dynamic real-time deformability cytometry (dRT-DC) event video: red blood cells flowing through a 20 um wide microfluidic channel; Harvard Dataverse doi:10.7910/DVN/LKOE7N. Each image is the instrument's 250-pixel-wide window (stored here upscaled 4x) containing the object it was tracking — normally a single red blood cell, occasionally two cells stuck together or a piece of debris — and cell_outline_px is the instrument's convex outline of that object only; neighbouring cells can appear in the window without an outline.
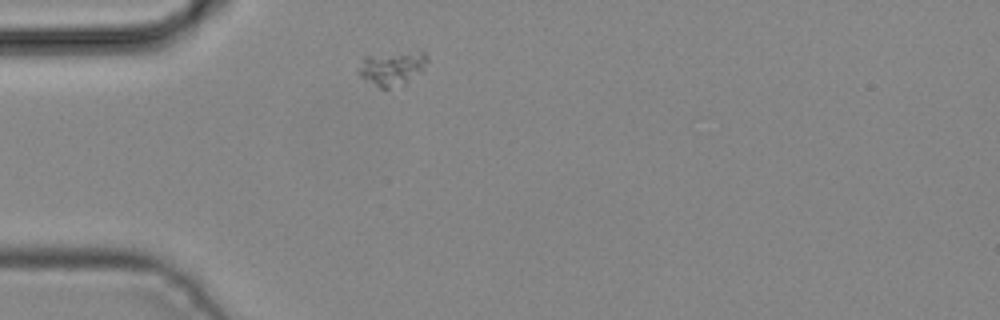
{"species": "common noctule bat (a hibernating species)", "species_latin": "Nyctalus noctula", "temperature_condition": "cold", "stored_images_in_passage": 1, "camera_frame_rate_fps": 3000, "um_per_image_px": 0.085, "animal": {"sex": "male", "body_mass_g": 19.2, "forearm_length_mm": 51.8}, "frame": {"image": 1, "passage_image": 1, "time_ms": 0.0, "image_size_px": [1000, 320], "cell_outline_px": [[428, 60], [420, 72], [404, 84], [388, 88], [380, 88], [364, 80], [356, 72], [364, 56], [420, 48], [428, 56]], "centroid_in_image_um": [33.34, 5.74], "position_along_channel_um": 51.7, "area_um2": 14.22}}